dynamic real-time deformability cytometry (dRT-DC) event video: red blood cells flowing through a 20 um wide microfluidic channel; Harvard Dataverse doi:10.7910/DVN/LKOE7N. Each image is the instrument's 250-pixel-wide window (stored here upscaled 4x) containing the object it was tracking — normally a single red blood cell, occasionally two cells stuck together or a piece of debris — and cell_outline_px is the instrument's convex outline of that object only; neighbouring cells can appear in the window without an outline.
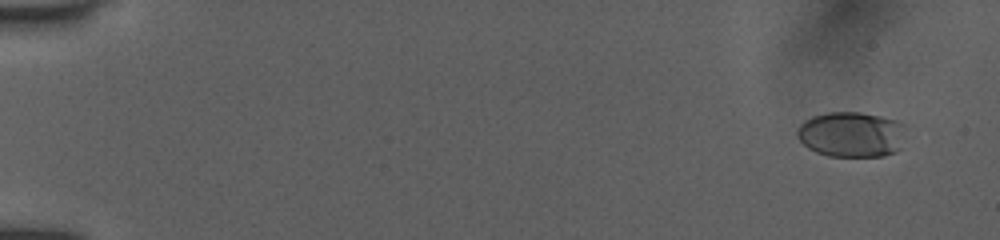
{"species": "human", "species_latin": "Homo sapiens", "temperature_condition": "room temperature", "stored_images_in_passage": 16, "camera_frame_rate_fps": 3000, "um_per_image_px": 0.085, "donor": {"sex": "female"}, "frame": {"image": 1, "passage_image": 4, "time_ms": 1.0, "image_size_px": [1000, 240], "cell_outline_px": [[904, 124], [896, 152], [884, 156], [828, 156], [816, 152], [808, 148], [796, 136], [796, 132], [800, 124], [804, 120], [812, 116], [828, 112], [860, 112], [880, 116], [896, 120]], "centroid_in_image_um": [72.29, 11.42], "position_along_channel_um": 12.7, "area_um2": 28.5}}
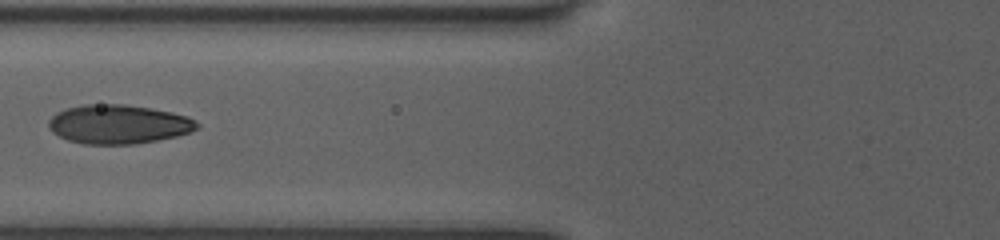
{"frame": {"image": 2, "passage_image": 14, "time_ms": 7.667, "image_size_px": [1000, 240], "cell_outline_px": [[200, 128], [192, 132], [176, 136], [136, 144], [84, 144], [68, 140], [52, 132], [48, 128], [48, 120], [56, 112], [64, 108], [84, 104], [124, 104], [172, 112], [188, 116], [196, 120], [200, 124]], "centroid_in_image_um": [10.07, 10.56], "position_along_channel_um": 115.7, "area_um2": 34.04}}
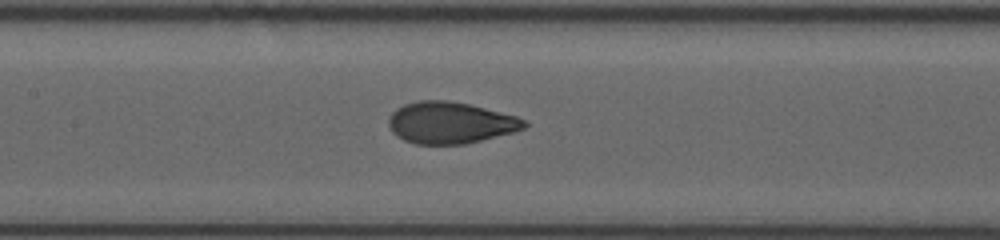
{"frame": {"image": 3, "passage_image": 16, "time_ms": 9.0, "image_size_px": [1000, 240], "cell_outline_px": [[528, 124], [524, 128], [516, 132], [464, 144], [416, 144], [404, 140], [396, 136], [392, 132], [388, 124], [388, 116], [396, 108], [404, 104], [420, 100], [444, 100], [468, 104], [516, 116], [524, 120]], "centroid_in_image_um": [38.25, 10.44], "position_along_channel_um": 169.2, "area_um2": 32.89}}